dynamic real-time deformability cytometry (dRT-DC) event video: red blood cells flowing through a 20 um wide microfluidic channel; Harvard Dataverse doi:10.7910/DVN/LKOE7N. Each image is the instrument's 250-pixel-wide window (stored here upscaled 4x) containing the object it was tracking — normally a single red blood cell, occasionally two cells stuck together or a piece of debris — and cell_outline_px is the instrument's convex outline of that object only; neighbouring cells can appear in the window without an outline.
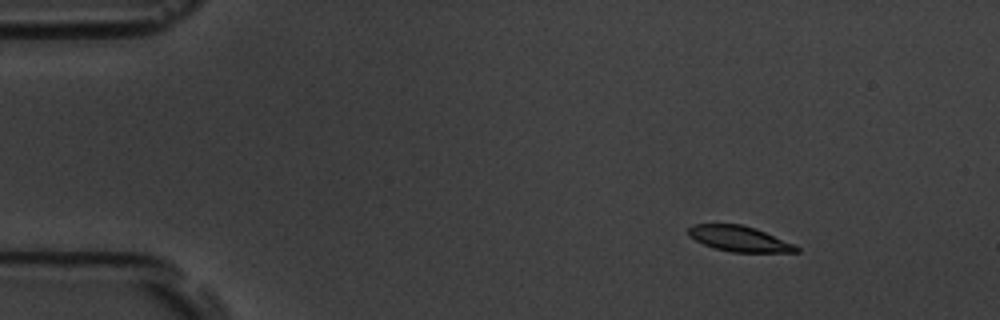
{"species": "common noctule bat (a hibernating species)", "species_latin": "Nyctalus noctula", "temperature_condition": "room temperature", "stored_images_in_passage": 6, "camera_frame_rate_fps": 3000, "um_per_image_px": 0.085, "animal": {"sex": "male", "body_mass_g": 19.5, "forearm_length_mm": 54.6}, "frame": {"image": 1, "passage_image": 1, "time_ms": 0.0, "image_size_px": [1000, 320], "cell_outline_px": [[800, 252], [732, 252], [716, 248], [704, 244], [688, 236], [688, 228], [692, 224], [740, 224], [756, 228], [796, 244], [800, 248]], "centroid_in_image_um": [62.88, 20.29], "position_along_channel_um": 22.1, "area_um2": 16.13}}
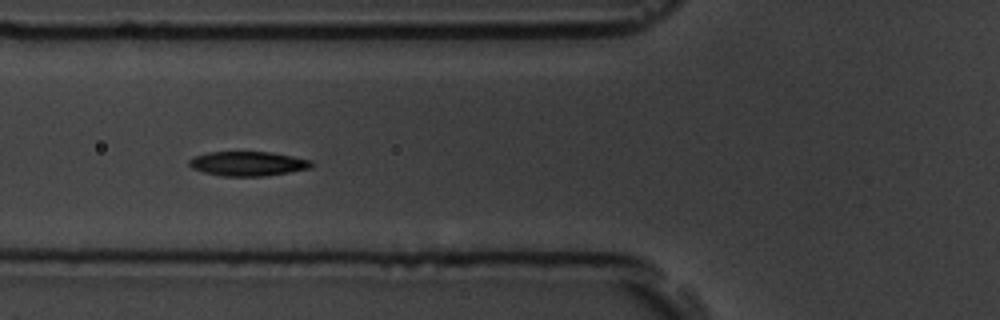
{"frame": {"image": 2, "passage_image": 5, "time_ms": 1.333, "image_size_px": [1000, 320], "cell_outline_px": [[316, 164], [312, 168], [264, 176], [220, 176], [204, 172], [192, 168], [188, 164], [188, 160], [196, 156], [208, 152], [268, 152], [292, 156], [312, 160]], "centroid_in_image_um": [21.1, 13.91], "position_along_channel_um": 104.7, "area_um2": 17.46}}
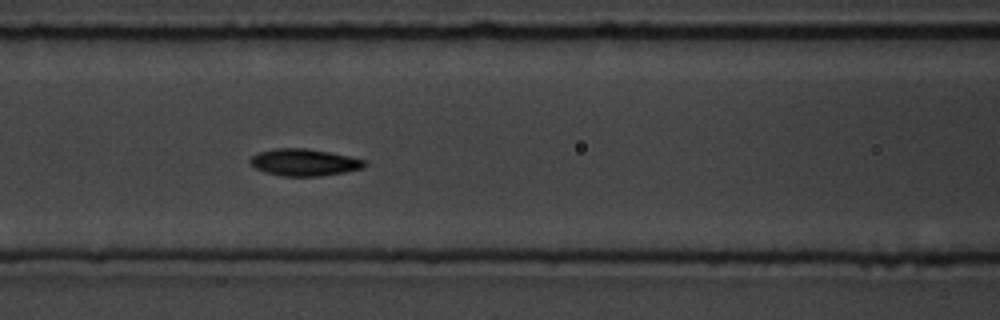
{"frame": {"image": 3, "passage_image": 6, "time_ms": 1.667, "image_size_px": [1000, 320], "cell_outline_px": [[368, 164], [364, 168], [344, 172], [320, 176], [280, 176], [264, 172], [248, 164], [248, 160], [252, 156], [260, 152], [276, 148], [304, 148], [328, 152], [368, 160]], "centroid_in_image_um": [25.86, 13.81], "position_along_channel_um": 140.7, "area_um2": 18.09}}